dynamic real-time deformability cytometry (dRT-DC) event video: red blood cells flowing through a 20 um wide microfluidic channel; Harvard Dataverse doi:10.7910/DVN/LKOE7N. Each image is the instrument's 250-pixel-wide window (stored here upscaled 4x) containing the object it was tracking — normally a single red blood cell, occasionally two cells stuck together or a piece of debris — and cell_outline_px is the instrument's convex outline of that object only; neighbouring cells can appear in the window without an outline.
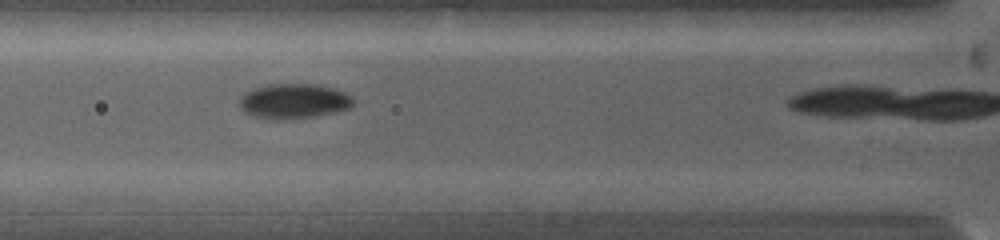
{"species": "common noctule bat (a hibernating species)", "species_latin": "Nyctalus noctula", "temperature_condition": "warm", "stored_images_in_passage": 4, "camera_frame_rate_fps": 5000, "um_per_image_px": 0.085, "animal": {"sex": "female", "body_mass_g": 19.0, "forearm_length_mm": 53.3}, "frame": {"image": 1, "passage_image": 3, "time_ms": 1.6, "image_size_px": [1000, 240], "cell_outline_px": [[352, 104], [348, 108], [332, 112], [312, 116], [280, 120], [272, 120], [252, 116], [244, 112], [240, 108], [240, 100], [244, 92], [268, 84], [316, 84], [332, 88], [344, 92], [352, 96]], "centroid_in_image_um": [24.91, 8.6], "position_along_channel_um": 100.9, "area_um2": 22.95}}
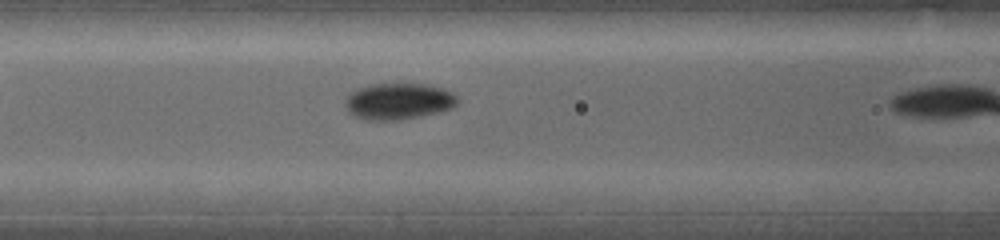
{"frame": {"image": 2, "passage_image": 4, "time_ms": 2.4, "image_size_px": [1000, 240], "cell_outline_px": [[460, 100], [452, 108], [440, 112], [400, 120], [364, 120], [352, 116], [348, 112], [344, 104], [344, 100], [356, 88], [368, 84], [428, 84], [444, 88], [452, 92]], "centroid_in_image_um": [33.86, 8.61], "position_along_channel_um": 132.7, "area_um2": 24.22}}